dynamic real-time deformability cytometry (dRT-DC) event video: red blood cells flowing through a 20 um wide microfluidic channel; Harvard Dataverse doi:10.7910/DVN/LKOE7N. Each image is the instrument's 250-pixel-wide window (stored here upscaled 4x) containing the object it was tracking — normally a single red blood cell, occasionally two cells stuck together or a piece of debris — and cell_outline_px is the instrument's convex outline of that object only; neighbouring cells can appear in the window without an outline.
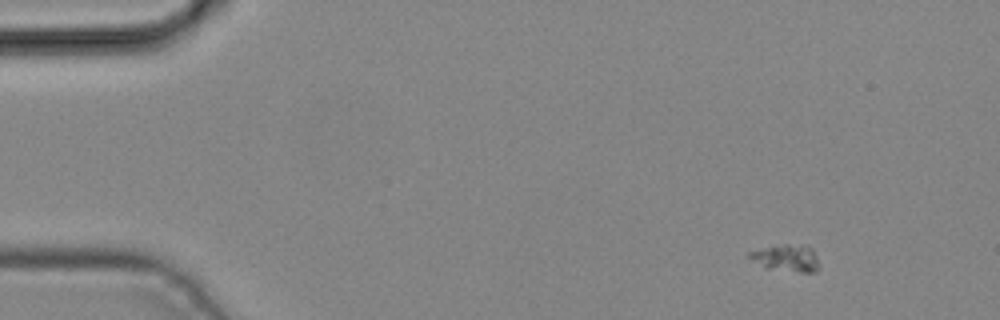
{"species": "common noctule bat (a hibernating species)", "species_latin": "Nyctalus noctula", "temperature_condition": "cold", "stored_images_in_passage": 4, "camera_frame_rate_fps": 3000, "um_per_image_px": 0.085, "animal": {"sex": "male", "body_mass_g": 19.2, "forearm_length_mm": 51.8}, "frame": {"image": 1, "passage_image": 1, "time_ms": 0.0, "image_size_px": [1000, 320], "cell_outline_px": [[816, 272], [800, 272], [764, 268], [752, 260], [748, 256], [748, 252], [764, 248], [784, 244], [800, 244], [812, 248], [816, 256]], "centroid_in_image_um": [66.81, 21.93], "position_along_channel_um": 18.2, "area_um2": 10.75}}
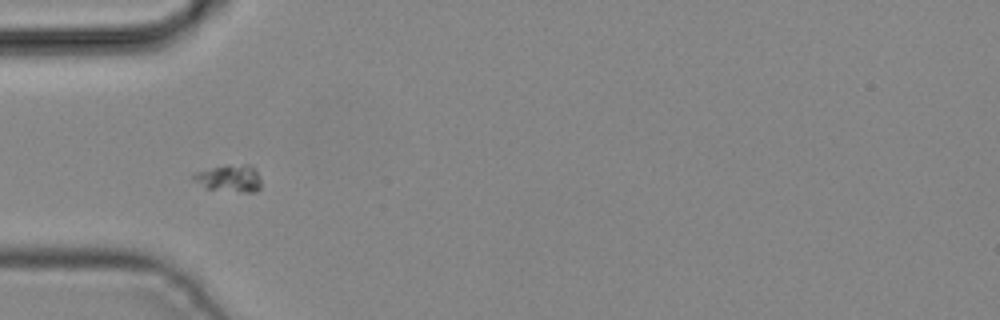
{"frame": {"image": 2, "passage_image": 4, "time_ms": 1.0, "image_size_px": [1000, 320], "cell_outline_px": [[260, 188], [256, 192], [244, 192], [204, 188], [192, 180], [192, 172], [224, 164], [252, 164], [260, 180]], "centroid_in_image_um": [19.44, 15.13], "position_along_channel_um": 65.6, "area_um2": 11.04}}